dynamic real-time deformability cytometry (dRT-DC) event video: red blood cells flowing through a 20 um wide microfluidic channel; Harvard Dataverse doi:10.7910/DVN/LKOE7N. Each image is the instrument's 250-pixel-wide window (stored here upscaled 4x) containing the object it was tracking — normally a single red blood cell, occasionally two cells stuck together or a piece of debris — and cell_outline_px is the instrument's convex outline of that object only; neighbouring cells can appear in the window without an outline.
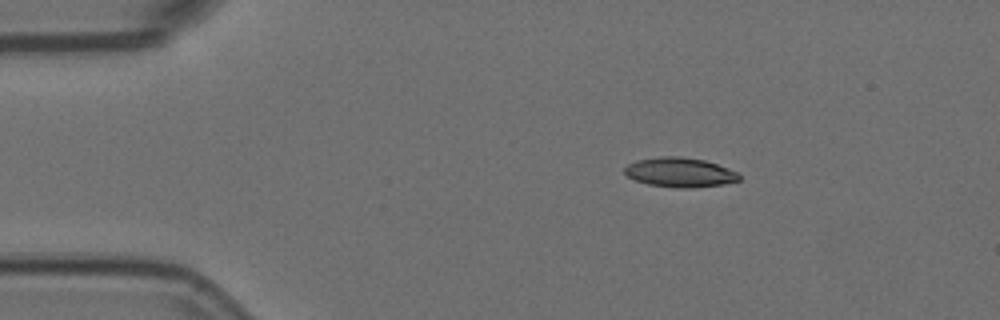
{"species": "Egyptian fruit bat (a non-hibernating species)", "species_latin": "Rousettus aegyptiacus", "temperature_condition": "room temperature", "stored_images_in_passage": 3, "camera_frame_rate_fps": 3000, "um_per_image_px": 0.085, "animal": {"sex": "female"}, "frame": {"image": 1, "passage_image": 2, "time_ms": 0.333, "image_size_px": [1000, 320], "cell_outline_px": [[740, 180], [724, 184], [692, 188], [676, 188], [648, 184], [636, 180], [628, 176], [624, 172], [624, 168], [628, 164], [636, 160], [660, 156], [680, 156], [704, 160], [716, 164], [736, 172], [740, 176]], "centroid_in_image_um": [57.77, 14.65], "position_along_channel_um": 27.2, "area_um2": 19.65}}